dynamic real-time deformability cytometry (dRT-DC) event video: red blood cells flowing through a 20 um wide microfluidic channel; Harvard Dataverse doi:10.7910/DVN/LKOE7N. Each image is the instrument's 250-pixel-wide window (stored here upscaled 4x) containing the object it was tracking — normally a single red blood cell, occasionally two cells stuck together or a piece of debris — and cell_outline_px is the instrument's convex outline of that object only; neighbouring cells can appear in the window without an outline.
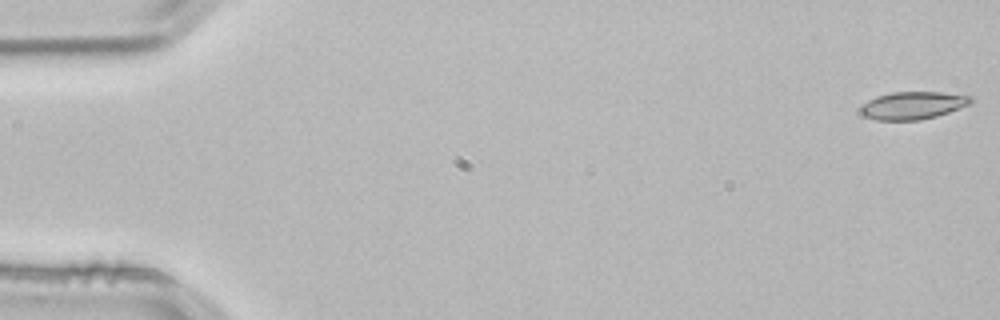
{"species": "common noctule bat (a hibernating species)", "species_latin": "Nyctalus noctula", "temperature_condition": "room temperature", "stored_images_in_passage": 14, "segment_of_instrument_passage": [1, 2], "camera_frame_rate_fps": 3000, "um_per_image_px": 0.085, "animal": {"sex": "male", "body_mass_g": 21.5, "forearm_length_mm": 52.0}, "frame": {"image": 1, "passage_image": 1, "time_ms": 0.0, "image_size_px": [1000, 320], "cell_outline_px": [[972, 100], [968, 104], [948, 112], [936, 116], [920, 120], [876, 120], [864, 116], [860, 112], [860, 108], [868, 100], [876, 96], [892, 92], [940, 92], [972, 96]], "centroid_in_image_um": [77.55, 8.96], "position_along_channel_um": 7.4, "area_um2": 17.57}}
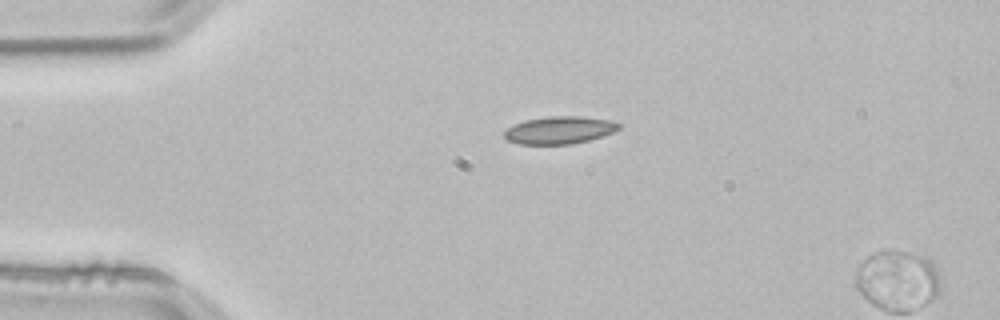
{"frame": {"image": 2, "passage_image": 12, "time_ms": 3.667, "image_size_px": [1000, 320], "cell_outline_px": [[620, 128], [612, 132], [588, 140], [572, 144], [520, 144], [508, 140], [504, 136], [504, 132], [508, 128], [524, 120], [548, 116], [580, 116], [608, 120], [620, 124]], "centroid_in_image_um": [47.53, 11.05], "position_along_channel_um": 37.5, "area_um2": 18.09}}